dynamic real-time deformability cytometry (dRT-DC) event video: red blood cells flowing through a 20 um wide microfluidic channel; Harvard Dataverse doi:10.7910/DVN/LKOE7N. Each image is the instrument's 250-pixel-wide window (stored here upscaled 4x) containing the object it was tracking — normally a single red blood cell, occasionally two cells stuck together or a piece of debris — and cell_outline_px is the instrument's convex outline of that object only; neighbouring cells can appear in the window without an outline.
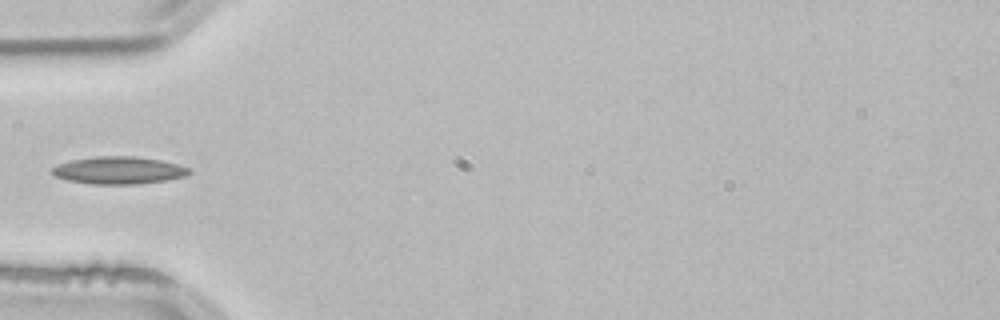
{"species": "common noctule bat (a hibernating species)", "species_latin": "Nyctalus noctula", "temperature_condition": "room temperature", "stored_images_in_passage": 4, "camera_frame_rate_fps": 3000, "um_per_image_px": 0.085, "animal": {"sex": "male", "body_mass_g": 21.5, "forearm_length_mm": 52.0}, "frame": {"image": 1, "passage_image": 4, "time_ms": 1.0, "image_size_px": [1000, 320], "cell_outline_px": [[192, 172], [184, 176], [164, 180], [136, 184], [92, 184], [68, 180], [56, 176], [52, 172], [52, 168], [60, 164], [72, 160], [96, 156], [132, 156], [160, 160], [192, 168]], "centroid_in_image_um": [10.12, 14.47], "position_along_channel_um": 74.9, "area_um2": 21.62}}